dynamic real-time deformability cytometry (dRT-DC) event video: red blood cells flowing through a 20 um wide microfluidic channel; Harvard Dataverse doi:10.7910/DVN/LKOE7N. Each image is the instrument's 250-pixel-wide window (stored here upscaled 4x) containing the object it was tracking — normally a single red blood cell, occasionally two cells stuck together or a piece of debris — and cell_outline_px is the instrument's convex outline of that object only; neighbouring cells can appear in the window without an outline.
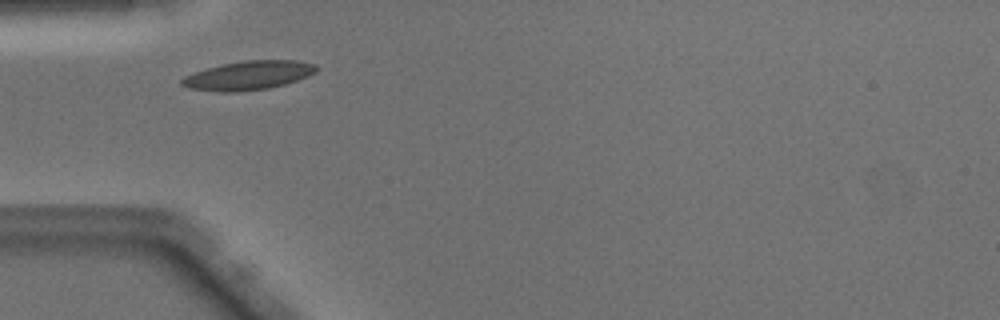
{"species": "Egyptian fruit bat (a non-hibernating species)", "species_latin": "Rousettus aegyptiacus", "temperature_condition": "warm", "stored_images_in_passage": 35, "camera_frame_rate_fps": 3000, "um_per_image_px": 0.085, "animal": {"sex": "male"}, "frame": {"image": 1, "passage_image": 1, "time_ms": 0.0, "image_size_px": [1000, 320], "cell_outline_px": [[316, 72], [308, 76], [284, 84], [268, 88], [236, 92], [220, 92], [188, 88], [180, 84], [180, 80], [184, 76], [208, 68], [224, 64], [244, 60], [296, 60], [316, 64]], "centroid_in_image_um": [21.11, 6.41], "position_along_channel_um": 63.9, "area_um2": 22.48}}
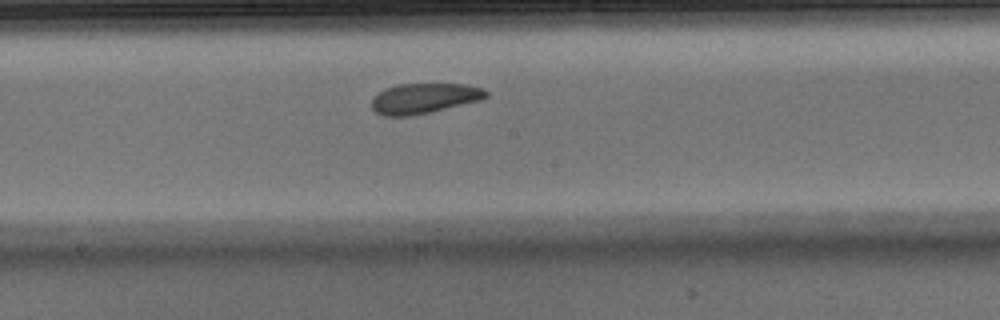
{"frame": {"image": 2, "passage_image": 12, "time_ms": 3.667, "image_size_px": [1000, 320], "cell_outline_px": [[488, 96], [480, 100], [428, 112], [408, 116], [384, 116], [376, 112], [372, 108], [372, 96], [384, 88], [396, 84], [468, 84], [484, 88], [488, 92]], "centroid_in_image_um": [36.02, 8.34], "position_along_channel_um": 212.2, "area_um2": 20.17}}
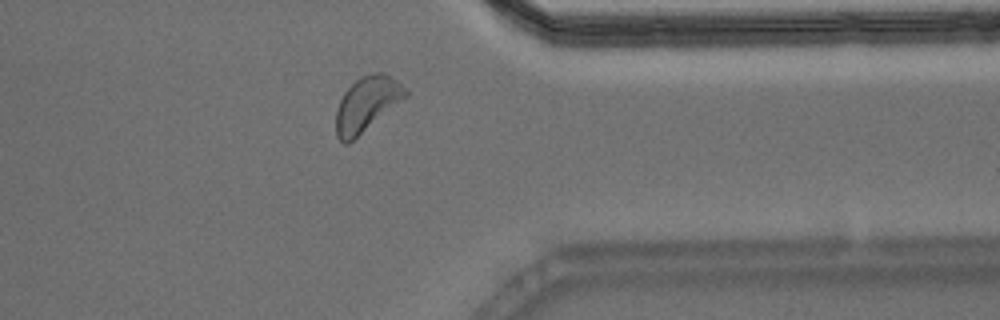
{"frame": {"image": 3, "passage_image": 25, "time_ms": 8.0, "image_size_px": [1000, 320], "cell_outline_px": [[408, 96], [348, 144], [344, 144], [336, 136], [336, 112], [340, 100], [344, 92], [356, 80], [364, 76], [376, 72], [380, 72], [396, 80], [408, 92]], "centroid_in_image_um": [31.16, 8.87], "position_along_channel_um": 380.2, "area_um2": 21.73}, "authors_computed_cell_mechanics": {"area_um2": 21.2126, "velocity_mm_per_s": 4.0608, "shape_relaxation_time_tau1_ms": 1.9813, "shape_relaxation_time_tau2_ms": 3.7978, "deformation_change_tau1": 0.112, "deformation_change_tau2": 0.1141}}